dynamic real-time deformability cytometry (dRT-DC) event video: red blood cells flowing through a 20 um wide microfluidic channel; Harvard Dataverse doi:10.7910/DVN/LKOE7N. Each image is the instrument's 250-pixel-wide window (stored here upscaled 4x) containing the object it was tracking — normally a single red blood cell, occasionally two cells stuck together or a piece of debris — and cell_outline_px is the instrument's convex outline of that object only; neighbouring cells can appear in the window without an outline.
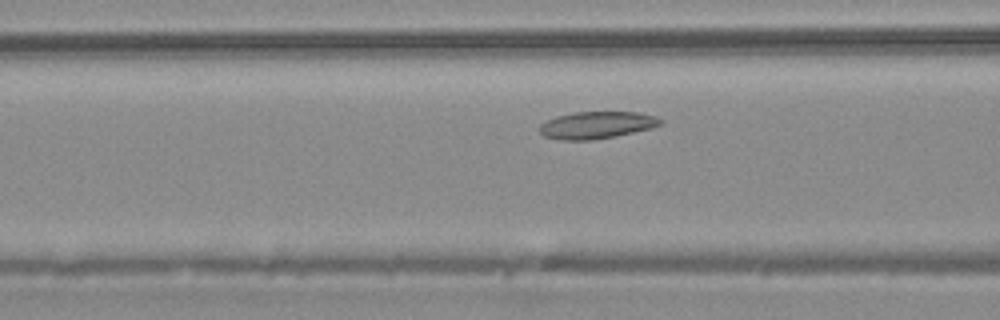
{"species": "common noctule bat (a hibernating species)", "species_latin": "Nyctalus noctula", "temperature_condition": "warm", "stored_images_in_passage": 37, "camera_frame_rate_fps": 3000, "um_per_image_px": 0.085, "animal": {"sex": "male", "body_mass_g": 20.4}, "frame": {"image": 1, "passage_image": 7, "time_ms": 2.0, "image_size_px": [1000, 320], "cell_outline_px": [[664, 124], [652, 128], [616, 136], [592, 140], [560, 140], [544, 136], [536, 128], [540, 124], [556, 116], [572, 112], [640, 112], [656, 116], [664, 120]], "centroid_in_image_um": [50.74, 10.63], "position_along_channel_um": 115.9, "area_um2": 19.42}}
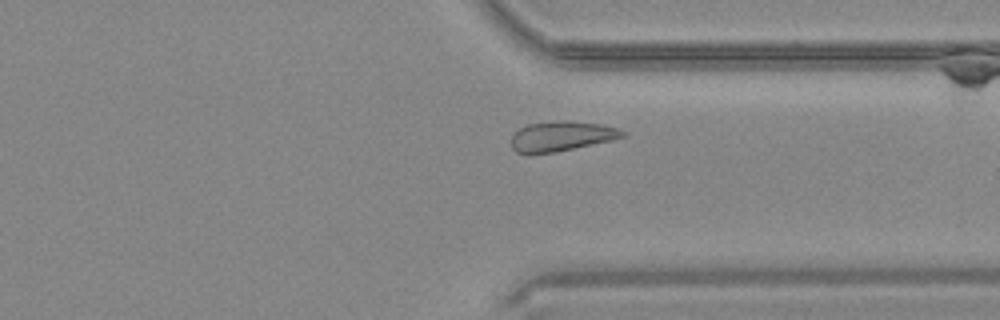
{"frame": {"image": 2, "passage_image": 25, "time_ms": 8.0, "image_size_px": [1000, 320], "cell_outline_px": [[628, 132], [624, 136], [612, 140], [556, 152], [528, 156], [516, 152], [512, 148], [512, 136], [520, 128], [528, 124], [556, 120], [568, 120], [600, 124], [616, 128]], "centroid_in_image_um": [47.69, 11.59], "position_along_channel_um": 363.7, "area_um2": 19.71}}
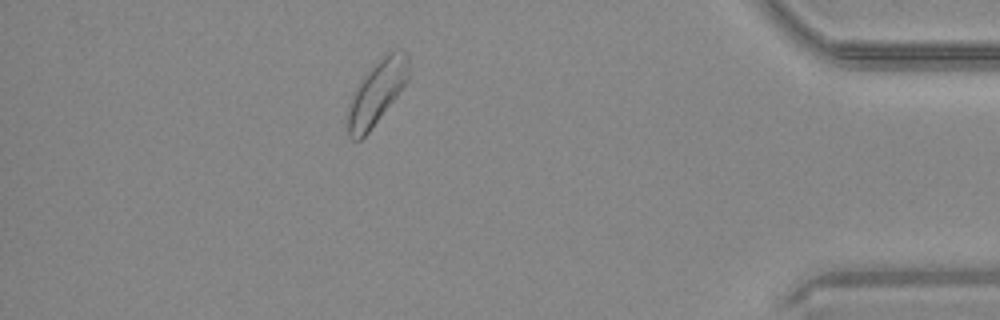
{"frame": {"image": 3, "passage_image": 31, "time_ms": 10.0, "image_size_px": [1000, 320], "cell_outline_px": [[408, 80], [396, 96], [368, 132], [360, 140], [352, 140], [348, 136], [344, 128], [348, 104], [360, 80], [388, 52], [408, 52]], "centroid_in_image_um": [31.95, 7.96], "position_along_channel_um": 403.3, "area_um2": 22.25}, "authors_computed_cell_mechanics": {"area_um2": 19.5364, "velocity_mm_per_s": 4.127, "shape_relaxation_time_tau1_ms": null, "shape_relaxation_time_tau2_ms": 10.0542, "deformation_change_tau1": null, "deformation_change_tau2": 0.1587}}